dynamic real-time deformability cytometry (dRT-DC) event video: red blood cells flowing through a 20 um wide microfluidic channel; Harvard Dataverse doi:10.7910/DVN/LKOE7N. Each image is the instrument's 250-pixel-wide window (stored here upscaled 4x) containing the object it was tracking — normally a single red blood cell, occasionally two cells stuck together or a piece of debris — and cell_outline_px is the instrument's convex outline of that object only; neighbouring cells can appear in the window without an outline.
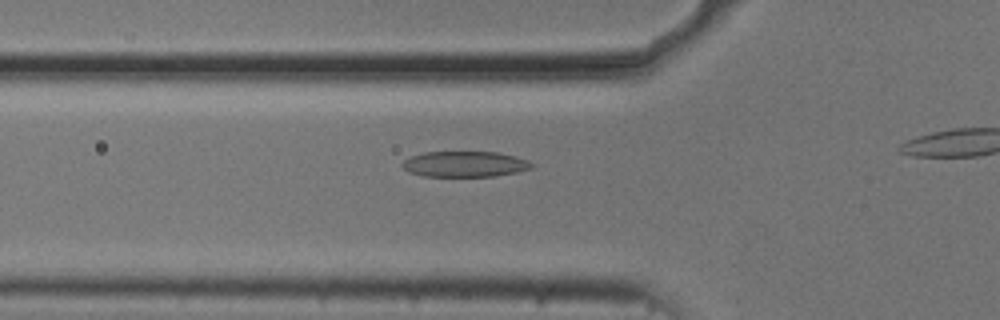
{"species": "common noctule bat (a hibernating species)", "species_latin": "Nyctalus noctula", "temperature_condition": "cold", "stored_images_in_passage": 40, "camera_frame_rate_fps": 3000, "um_per_image_px": 0.085, "animal": {"sex": "male", "body_mass_g": 20.5, "forearm_length_mm": 52.5}, "frame": {"image": 1, "passage_image": 14, "time_ms": 4.333, "image_size_px": [1000, 320], "cell_outline_px": [[536, 164], [532, 168], [516, 172], [496, 176], [424, 176], [408, 172], [400, 164], [404, 160], [412, 156], [424, 152], [496, 152], [516, 156], [528, 160]], "centroid_in_image_um": [39.53, 13.95], "position_along_channel_um": 86.3, "area_um2": 19.42}}
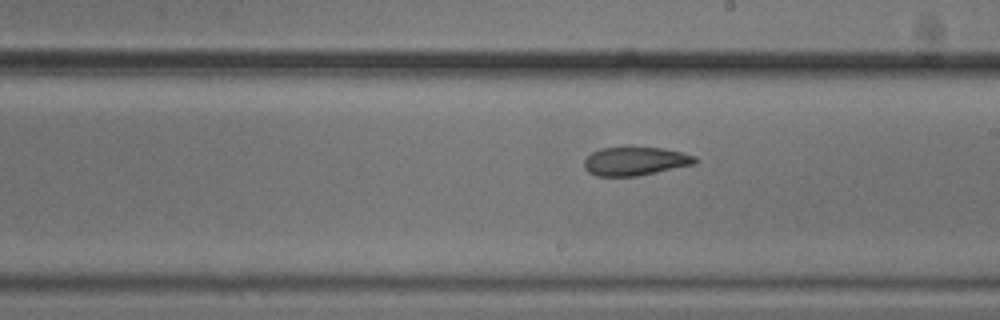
{"frame": {"image": 2, "passage_image": 26, "time_ms": 8.333, "image_size_px": [1000, 320], "cell_outline_px": [[700, 160], [696, 164], [636, 176], [596, 176], [588, 172], [584, 168], [584, 160], [592, 152], [600, 148], [624, 144], [628, 144], [664, 148], [696, 156]], "centroid_in_image_um": [53.99, 13.65], "position_along_channel_um": 235.0, "area_um2": 19.36}}
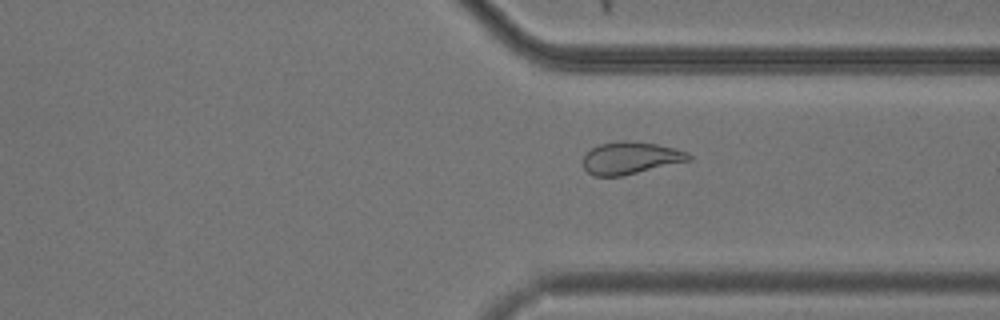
{"frame": {"image": 3, "passage_image": 36, "time_ms": 11.667, "image_size_px": [1000, 320], "cell_outline_px": [[692, 160], [620, 176], [592, 176], [584, 168], [584, 156], [592, 148], [600, 144], [620, 140], [628, 140], [656, 144], [688, 152], [692, 156]], "centroid_in_image_um": [53.6, 13.42], "position_along_channel_um": 357.8, "area_um2": 19.71}}